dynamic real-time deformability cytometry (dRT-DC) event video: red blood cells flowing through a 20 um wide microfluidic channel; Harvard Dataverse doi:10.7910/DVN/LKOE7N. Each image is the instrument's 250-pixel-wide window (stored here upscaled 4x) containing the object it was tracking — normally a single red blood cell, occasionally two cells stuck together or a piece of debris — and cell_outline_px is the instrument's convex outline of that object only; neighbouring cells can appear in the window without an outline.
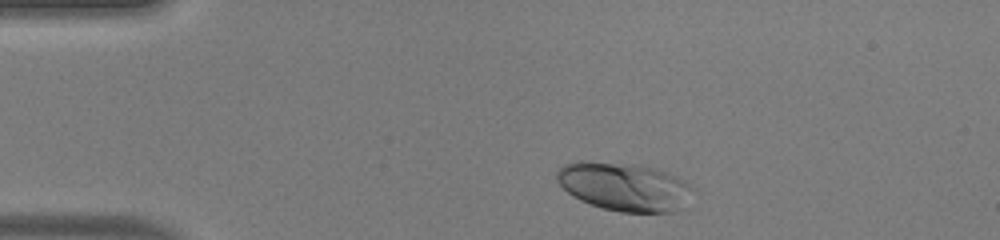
{"species": "human", "species_latin": "Homo sapiens", "temperature_condition": "warm", "stored_images_in_passage": 37, "camera_frame_rate_fps": 3000, "um_per_image_px": 0.085, "donor": {"sex": "male"}, "frame": {"image": 1, "passage_image": 2, "time_ms": 0.333, "image_size_px": [1000, 240], "cell_outline_px": [[696, 192], [676, 208], [668, 212], [620, 212], [604, 208], [580, 200], [568, 192], [556, 180], [556, 172], [564, 164], [576, 160], [584, 160], [640, 164], [656, 168], [668, 172], [692, 184], [696, 188]], "centroid_in_image_um": [53.06, 15.82], "position_along_channel_um": 31.9, "area_um2": 38.61}}
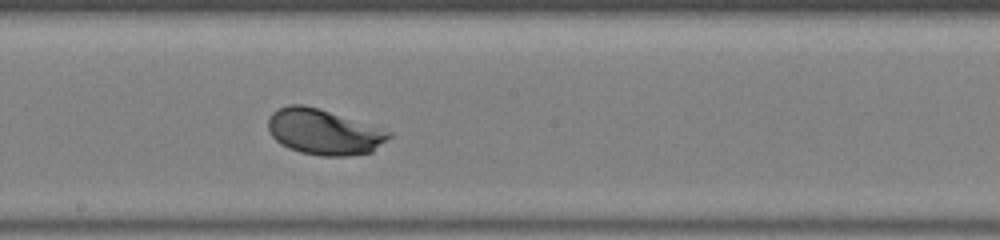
{"frame": {"image": 2, "passage_image": 20, "time_ms": 6.333, "image_size_px": [1000, 240], "cell_outline_px": [[392, 136], [372, 152], [348, 156], [320, 156], [300, 152], [288, 148], [280, 144], [268, 132], [268, 116], [272, 112], [288, 104], [304, 104], [392, 132]], "centroid_in_image_um": [27.48, 11.23], "position_along_channel_um": 220.7, "area_um2": 31.91}}
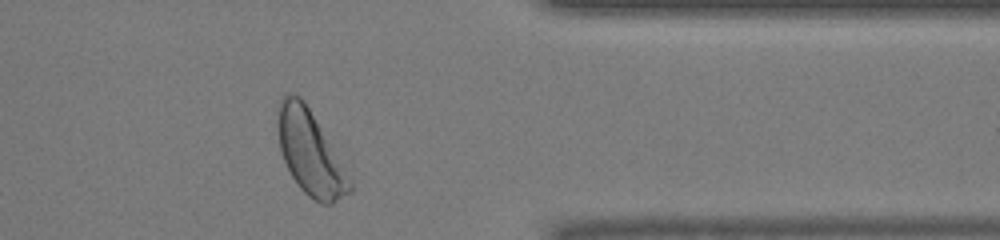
{"frame": {"image": 3, "passage_image": 33, "time_ms": 10.667, "image_size_px": [1000, 240], "cell_outline_px": [[352, 192], [332, 204], [320, 204], [308, 196], [300, 188], [292, 176], [280, 152], [276, 120], [276, 112], [280, 100], [284, 92], [292, 92], [300, 96], [304, 100], [352, 180]], "centroid_in_image_um": [26.34, 12.97], "position_along_channel_um": 385.1, "area_um2": 35.43}, "authors_computed_cell_mechanics": {"area_um2": 32.946, "velocity_mm_per_s": 4.08, "shape_relaxation_time_tau1_ms": 1.3041, "shape_relaxation_time_tau2_ms": null, "deformation_change_tau1": 0.1354, "deformation_change_tau2": null}}